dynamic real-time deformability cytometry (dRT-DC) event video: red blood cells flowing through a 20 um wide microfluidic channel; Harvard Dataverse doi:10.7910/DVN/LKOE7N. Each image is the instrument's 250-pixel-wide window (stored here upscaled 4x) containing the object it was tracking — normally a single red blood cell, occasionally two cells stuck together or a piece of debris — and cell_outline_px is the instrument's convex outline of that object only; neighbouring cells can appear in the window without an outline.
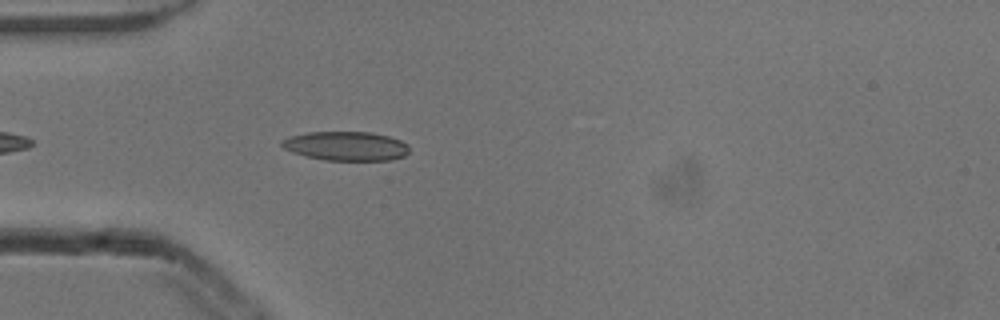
{"species": "common noctule bat (a hibernating species)", "species_latin": "Nyctalus noctula", "temperature_condition": "cold", "stored_images_in_passage": 20, "camera_frame_rate_fps": 3000, "um_per_image_px": 0.085, "animal": {"sex": "male", "body_mass_g": 13.3}, "frame": {"image": 1, "passage_image": 4, "time_ms": 1.0, "image_size_px": [1000, 320], "cell_outline_px": [[408, 152], [404, 156], [388, 160], [324, 160], [304, 156], [292, 152], [284, 148], [280, 144], [280, 140], [288, 136], [308, 132], [372, 132], [388, 136], [400, 140], [408, 144]], "centroid_in_image_um": [29.37, 12.41], "position_along_channel_um": 55.6, "area_um2": 21.73}}